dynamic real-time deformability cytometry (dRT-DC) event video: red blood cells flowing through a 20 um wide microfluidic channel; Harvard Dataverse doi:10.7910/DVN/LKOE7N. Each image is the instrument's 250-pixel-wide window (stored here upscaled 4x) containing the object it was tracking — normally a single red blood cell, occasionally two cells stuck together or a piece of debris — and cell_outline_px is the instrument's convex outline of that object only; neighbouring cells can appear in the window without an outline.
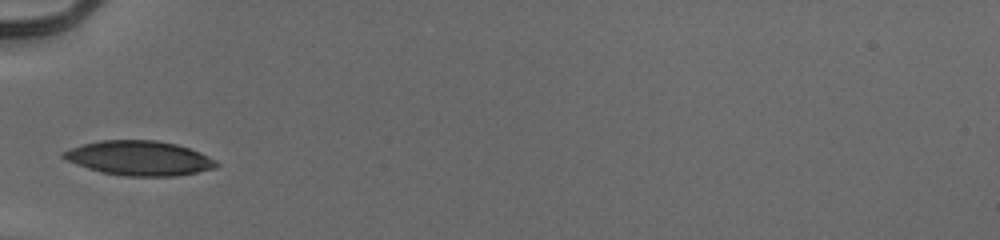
{"species": "human", "species_latin": "Homo sapiens", "temperature_condition": "cold", "stored_images_in_passage": 34, "camera_frame_rate_fps": 3000, "um_per_image_px": 0.085, "donor": {"sex": "male"}, "frame": {"image": 1, "passage_image": 1, "time_ms": 0.0, "image_size_px": [1000, 240], "cell_outline_px": [[220, 164], [216, 168], [176, 176], [128, 176], [100, 172], [76, 164], [60, 156], [64, 152], [72, 148], [84, 144], [100, 140], [156, 140], [176, 144], [200, 152], [216, 160]], "centroid_in_image_um": [11.87, 13.44], "position_along_channel_um": 73.1, "area_um2": 30.63}}
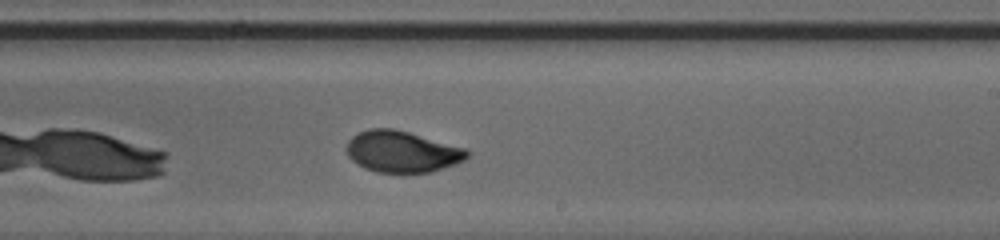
{"frame": {"image": 2, "passage_image": 15, "time_ms": 4.667, "image_size_px": [1000, 240], "cell_outline_px": [[472, 152], [464, 160], [428, 172], [404, 176], [376, 172], [364, 168], [356, 164], [348, 156], [344, 148], [348, 140], [352, 136], [368, 128], [392, 128], [408, 132], [468, 148]], "centroid_in_image_um": [34.14, 12.92], "position_along_channel_um": 254.9, "area_um2": 29.88}}
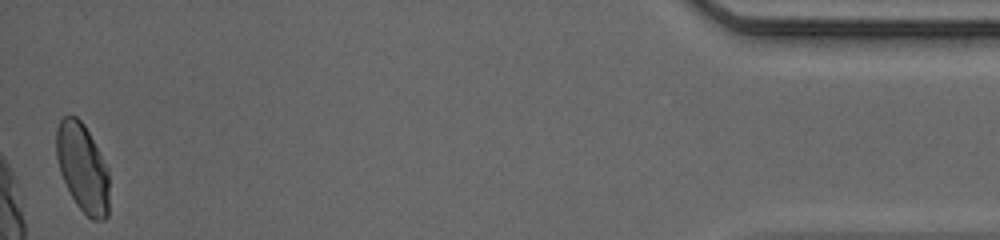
{"frame": {"image": 3, "passage_image": 34, "time_ms": 11.0, "image_size_px": [1000, 240], "cell_outline_px": [[108, 216], [104, 220], [92, 220], [76, 204], [60, 172], [56, 156], [56, 128], [60, 120], [64, 116], [76, 116], [84, 124], [108, 168]], "centroid_in_image_um": [7.01, 14.25], "position_along_channel_um": 428.2, "area_um2": 27.05}, "authors_computed_cell_mechanics": {"area_um2": 28.3798, "velocity_mm_per_s": 3.9401, "shape_relaxation_time_tau1_ms": 3.7272, "shape_relaxation_time_tau2_ms": 0.8944, "deformation_change_tau1": 0.1514, "deformation_change_tau2": 0.0383}}